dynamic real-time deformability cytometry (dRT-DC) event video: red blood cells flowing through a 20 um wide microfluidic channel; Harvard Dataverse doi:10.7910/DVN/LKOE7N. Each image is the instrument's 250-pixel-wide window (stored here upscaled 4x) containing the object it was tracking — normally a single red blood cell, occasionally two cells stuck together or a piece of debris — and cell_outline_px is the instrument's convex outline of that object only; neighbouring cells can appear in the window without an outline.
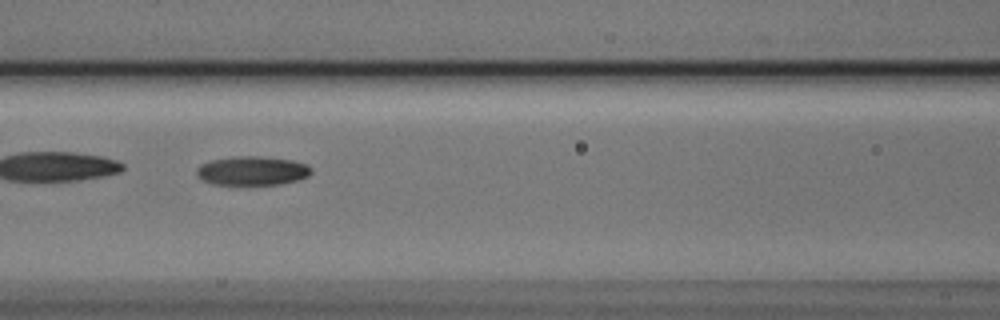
{"species": "Egyptian fruit bat (a non-hibernating species)", "species_latin": "Rousettus aegyptiacus", "temperature_condition": "cold", "stored_images_in_passage": 8, "camera_frame_rate_fps": 3000, "um_per_image_px": 0.085, "animal": {"sex": "male"}, "frame": {"image": 1, "passage_image": 8, "time_ms": 2.333, "image_size_px": [1000, 320], "cell_outline_px": [[312, 172], [308, 176], [296, 180], [280, 184], [212, 184], [196, 176], [196, 168], [200, 164], [212, 160], [232, 156], [260, 156], [292, 160], [308, 164], [312, 168]], "centroid_in_image_um": [21.44, 14.5], "position_along_channel_um": 145.2, "area_um2": 19.42}}